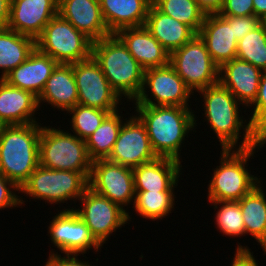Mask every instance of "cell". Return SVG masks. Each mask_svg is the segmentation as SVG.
Instances as JSON below:
<instances>
[{"mask_svg": "<svg viewBox=\"0 0 266 266\" xmlns=\"http://www.w3.org/2000/svg\"><path fill=\"white\" fill-rule=\"evenodd\" d=\"M18 193H17V192ZM20 189L0 173V210L19 207L24 204L23 196H18Z\"/></svg>", "mask_w": 266, "mask_h": 266, "instance_id": "35", "label": "cell"}, {"mask_svg": "<svg viewBox=\"0 0 266 266\" xmlns=\"http://www.w3.org/2000/svg\"><path fill=\"white\" fill-rule=\"evenodd\" d=\"M198 35L219 67L236 58L238 41L234 37L233 24H229L219 13L206 14Z\"/></svg>", "mask_w": 266, "mask_h": 266, "instance_id": "21", "label": "cell"}, {"mask_svg": "<svg viewBox=\"0 0 266 266\" xmlns=\"http://www.w3.org/2000/svg\"><path fill=\"white\" fill-rule=\"evenodd\" d=\"M88 188L89 180L81 172L52 170L39 165L19 192L49 204H61L79 200Z\"/></svg>", "mask_w": 266, "mask_h": 266, "instance_id": "7", "label": "cell"}, {"mask_svg": "<svg viewBox=\"0 0 266 266\" xmlns=\"http://www.w3.org/2000/svg\"><path fill=\"white\" fill-rule=\"evenodd\" d=\"M236 57L266 70V29L261 24L238 41Z\"/></svg>", "mask_w": 266, "mask_h": 266, "instance_id": "32", "label": "cell"}, {"mask_svg": "<svg viewBox=\"0 0 266 266\" xmlns=\"http://www.w3.org/2000/svg\"><path fill=\"white\" fill-rule=\"evenodd\" d=\"M82 206L72 209L85 222L91 235L103 247L109 236L132 219L124 209L90 188L79 198ZM128 221V222H127Z\"/></svg>", "mask_w": 266, "mask_h": 266, "instance_id": "11", "label": "cell"}, {"mask_svg": "<svg viewBox=\"0 0 266 266\" xmlns=\"http://www.w3.org/2000/svg\"><path fill=\"white\" fill-rule=\"evenodd\" d=\"M58 15V0H11L8 28L37 39Z\"/></svg>", "mask_w": 266, "mask_h": 266, "instance_id": "16", "label": "cell"}, {"mask_svg": "<svg viewBox=\"0 0 266 266\" xmlns=\"http://www.w3.org/2000/svg\"><path fill=\"white\" fill-rule=\"evenodd\" d=\"M152 4L165 15L189 26L196 34L206 16L195 0H153Z\"/></svg>", "mask_w": 266, "mask_h": 266, "instance_id": "31", "label": "cell"}, {"mask_svg": "<svg viewBox=\"0 0 266 266\" xmlns=\"http://www.w3.org/2000/svg\"><path fill=\"white\" fill-rule=\"evenodd\" d=\"M50 241L61 253L82 256L89 249L98 252L102 246L91 235L89 228L71 208L58 211L48 226Z\"/></svg>", "mask_w": 266, "mask_h": 266, "instance_id": "14", "label": "cell"}, {"mask_svg": "<svg viewBox=\"0 0 266 266\" xmlns=\"http://www.w3.org/2000/svg\"><path fill=\"white\" fill-rule=\"evenodd\" d=\"M108 30L115 34L126 27L144 26L151 0H99Z\"/></svg>", "mask_w": 266, "mask_h": 266, "instance_id": "25", "label": "cell"}, {"mask_svg": "<svg viewBox=\"0 0 266 266\" xmlns=\"http://www.w3.org/2000/svg\"><path fill=\"white\" fill-rule=\"evenodd\" d=\"M181 162L158 157L132 169L135 191H174L183 170Z\"/></svg>", "mask_w": 266, "mask_h": 266, "instance_id": "22", "label": "cell"}, {"mask_svg": "<svg viewBox=\"0 0 266 266\" xmlns=\"http://www.w3.org/2000/svg\"><path fill=\"white\" fill-rule=\"evenodd\" d=\"M191 95H194L191 89L168 64L145 70L141 92L133 104L189 107Z\"/></svg>", "mask_w": 266, "mask_h": 266, "instance_id": "10", "label": "cell"}, {"mask_svg": "<svg viewBox=\"0 0 266 266\" xmlns=\"http://www.w3.org/2000/svg\"><path fill=\"white\" fill-rule=\"evenodd\" d=\"M235 250V257L231 260V266H258V263L253 255V251L251 252L249 247L242 246L238 243Z\"/></svg>", "mask_w": 266, "mask_h": 266, "instance_id": "40", "label": "cell"}, {"mask_svg": "<svg viewBox=\"0 0 266 266\" xmlns=\"http://www.w3.org/2000/svg\"><path fill=\"white\" fill-rule=\"evenodd\" d=\"M93 41L59 15L52 18L36 39V48L58 63L71 64L92 56Z\"/></svg>", "mask_w": 266, "mask_h": 266, "instance_id": "8", "label": "cell"}, {"mask_svg": "<svg viewBox=\"0 0 266 266\" xmlns=\"http://www.w3.org/2000/svg\"><path fill=\"white\" fill-rule=\"evenodd\" d=\"M53 252V253H52ZM50 251L49 258L47 259L46 264L44 266H92L89 260L84 261L80 260L76 254H65V256H61L58 252Z\"/></svg>", "mask_w": 266, "mask_h": 266, "instance_id": "39", "label": "cell"}, {"mask_svg": "<svg viewBox=\"0 0 266 266\" xmlns=\"http://www.w3.org/2000/svg\"><path fill=\"white\" fill-rule=\"evenodd\" d=\"M217 209L215 216L216 229L226 236H245V225L238 201H207ZM220 206V207H219ZM219 207V209H218Z\"/></svg>", "mask_w": 266, "mask_h": 266, "instance_id": "33", "label": "cell"}, {"mask_svg": "<svg viewBox=\"0 0 266 266\" xmlns=\"http://www.w3.org/2000/svg\"><path fill=\"white\" fill-rule=\"evenodd\" d=\"M11 0H0V27H7L10 19Z\"/></svg>", "mask_w": 266, "mask_h": 266, "instance_id": "43", "label": "cell"}, {"mask_svg": "<svg viewBox=\"0 0 266 266\" xmlns=\"http://www.w3.org/2000/svg\"><path fill=\"white\" fill-rule=\"evenodd\" d=\"M42 102L66 112L78 104V90L72 63H59L56 66L38 97L39 108Z\"/></svg>", "mask_w": 266, "mask_h": 266, "instance_id": "24", "label": "cell"}, {"mask_svg": "<svg viewBox=\"0 0 266 266\" xmlns=\"http://www.w3.org/2000/svg\"><path fill=\"white\" fill-rule=\"evenodd\" d=\"M144 26L169 54L196 35L189 26L160 12L153 4L149 7Z\"/></svg>", "mask_w": 266, "mask_h": 266, "instance_id": "26", "label": "cell"}, {"mask_svg": "<svg viewBox=\"0 0 266 266\" xmlns=\"http://www.w3.org/2000/svg\"><path fill=\"white\" fill-rule=\"evenodd\" d=\"M254 16L259 19L266 14V0H253Z\"/></svg>", "mask_w": 266, "mask_h": 266, "instance_id": "44", "label": "cell"}, {"mask_svg": "<svg viewBox=\"0 0 266 266\" xmlns=\"http://www.w3.org/2000/svg\"><path fill=\"white\" fill-rule=\"evenodd\" d=\"M197 93L203 98L204 120L213 129L222 150L249 149L255 146L254 126L244 116H240L241 103L227 88L218 82ZM241 136L243 137L240 139ZM239 140L242 141L238 142Z\"/></svg>", "mask_w": 266, "mask_h": 266, "instance_id": "1", "label": "cell"}, {"mask_svg": "<svg viewBox=\"0 0 266 266\" xmlns=\"http://www.w3.org/2000/svg\"><path fill=\"white\" fill-rule=\"evenodd\" d=\"M36 48V40L22 35L8 27H0V79L21 63H23Z\"/></svg>", "mask_w": 266, "mask_h": 266, "instance_id": "28", "label": "cell"}, {"mask_svg": "<svg viewBox=\"0 0 266 266\" xmlns=\"http://www.w3.org/2000/svg\"><path fill=\"white\" fill-rule=\"evenodd\" d=\"M158 158L146 128L136 116H130L120 128L117 140L107 160L134 169Z\"/></svg>", "mask_w": 266, "mask_h": 266, "instance_id": "15", "label": "cell"}, {"mask_svg": "<svg viewBox=\"0 0 266 266\" xmlns=\"http://www.w3.org/2000/svg\"><path fill=\"white\" fill-rule=\"evenodd\" d=\"M92 162L85 140L60 128L42 126L39 141L40 166L52 170L81 172L89 179Z\"/></svg>", "mask_w": 266, "mask_h": 266, "instance_id": "6", "label": "cell"}, {"mask_svg": "<svg viewBox=\"0 0 266 266\" xmlns=\"http://www.w3.org/2000/svg\"><path fill=\"white\" fill-rule=\"evenodd\" d=\"M219 14L234 17L254 15L253 0H225Z\"/></svg>", "mask_w": 266, "mask_h": 266, "instance_id": "37", "label": "cell"}, {"mask_svg": "<svg viewBox=\"0 0 266 266\" xmlns=\"http://www.w3.org/2000/svg\"><path fill=\"white\" fill-rule=\"evenodd\" d=\"M117 110L109 113L95 132L86 140V147L92 161L107 159L117 140L120 128L124 120Z\"/></svg>", "mask_w": 266, "mask_h": 266, "instance_id": "29", "label": "cell"}, {"mask_svg": "<svg viewBox=\"0 0 266 266\" xmlns=\"http://www.w3.org/2000/svg\"><path fill=\"white\" fill-rule=\"evenodd\" d=\"M254 144L260 150L266 144V114L254 125Z\"/></svg>", "mask_w": 266, "mask_h": 266, "instance_id": "41", "label": "cell"}, {"mask_svg": "<svg viewBox=\"0 0 266 266\" xmlns=\"http://www.w3.org/2000/svg\"><path fill=\"white\" fill-rule=\"evenodd\" d=\"M135 106V114L144 124L155 154L182 162V143L184 144L188 134L193 129L194 132L197 126L194 110L191 107L168 105Z\"/></svg>", "mask_w": 266, "mask_h": 266, "instance_id": "2", "label": "cell"}, {"mask_svg": "<svg viewBox=\"0 0 266 266\" xmlns=\"http://www.w3.org/2000/svg\"><path fill=\"white\" fill-rule=\"evenodd\" d=\"M229 24H233L234 37L239 41L247 33L260 24V19L254 15L234 17L221 15Z\"/></svg>", "mask_w": 266, "mask_h": 266, "instance_id": "36", "label": "cell"}, {"mask_svg": "<svg viewBox=\"0 0 266 266\" xmlns=\"http://www.w3.org/2000/svg\"><path fill=\"white\" fill-rule=\"evenodd\" d=\"M68 113L72 115L70 123L73 130H70L80 139L86 140L95 132L110 112L77 104L75 107L68 110L67 114Z\"/></svg>", "mask_w": 266, "mask_h": 266, "instance_id": "34", "label": "cell"}, {"mask_svg": "<svg viewBox=\"0 0 266 266\" xmlns=\"http://www.w3.org/2000/svg\"><path fill=\"white\" fill-rule=\"evenodd\" d=\"M174 191H135L133 207L141 218L152 221L167 217L175 206Z\"/></svg>", "mask_w": 266, "mask_h": 266, "instance_id": "30", "label": "cell"}, {"mask_svg": "<svg viewBox=\"0 0 266 266\" xmlns=\"http://www.w3.org/2000/svg\"><path fill=\"white\" fill-rule=\"evenodd\" d=\"M169 64L193 93L218 83L219 66L198 34L170 54Z\"/></svg>", "mask_w": 266, "mask_h": 266, "instance_id": "9", "label": "cell"}, {"mask_svg": "<svg viewBox=\"0 0 266 266\" xmlns=\"http://www.w3.org/2000/svg\"><path fill=\"white\" fill-rule=\"evenodd\" d=\"M88 180L92 191L118 204L125 211L134 202V176L131 168L107 159L96 160L92 162Z\"/></svg>", "mask_w": 266, "mask_h": 266, "instance_id": "13", "label": "cell"}, {"mask_svg": "<svg viewBox=\"0 0 266 266\" xmlns=\"http://www.w3.org/2000/svg\"><path fill=\"white\" fill-rule=\"evenodd\" d=\"M58 64L49 55L35 48L30 56L11 70L3 80L12 87L30 91L39 97Z\"/></svg>", "mask_w": 266, "mask_h": 266, "instance_id": "19", "label": "cell"}, {"mask_svg": "<svg viewBox=\"0 0 266 266\" xmlns=\"http://www.w3.org/2000/svg\"><path fill=\"white\" fill-rule=\"evenodd\" d=\"M250 107L253 111L248 119L254 126L266 114V70L261 75L257 98Z\"/></svg>", "mask_w": 266, "mask_h": 266, "instance_id": "38", "label": "cell"}, {"mask_svg": "<svg viewBox=\"0 0 266 266\" xmlns=\"http://www.w3.org/2000/svg\"><path fill=\"white\" fill-rule=\"evenodd\" d=\"M260 24L266 29V14L260 18Z\"/></svg>", "mask_w": 266, "mask_h": 266, "instance_id": "45", "label": "cell"}, {"mask_svg": "<svg viewBox=\"0 0 266 266\" xmlns=\"http://www.w3.org/2000/svg\"><path fill=\"white\" fill-rule=\"evenodd\" d=\"M257 149L254 146L220 151V164L213 170L207 188L208 201H239L260 184L261 178L252 175L247 168Z\"/></svg>", "mask_w": 266, "mask_h": 266, "instance_id": "5", "label": "cell"}, {"mask_svg": "<svg viewBox=\"0 0 266 266\" xmlns=\"http://www.w3.org/2000/svg\"><path fill=\"white\" fill-rule=\"evenodd\" d=\"M262 73L261 69L236 57L219 67L218 82L245 108H250L257 98Z\"/></svg>", "mask_w": 266, "mask_h": 266, "instance_id": "17", "label": "cell"}, {"mask_svg": "<svg viewBox=\"0 0 266 266\" xmlns=\"http://www.w3.org/2000/svg\"><path fill=\"white\" fill-rule=\"evenodd\" d=\"M38 110H40L38 97L32 92L12 87L0 79V123L2 125L37 123L35 113Z\"/></svg>", "mask_w": 266, "mask_h": 266, "instance_id": "23", "label": "cell"}, {"mask_svg": "<svg viewBox=\"0 0 266 266\" xmlns=\"http://www.w3.org/2000/svg\"><path fill=\"white\" fill-rule=\"evenodd\" d=\"M92 56L98 62L111 88L127 102L139 96L145 69L136 61L123 42L115 35L92 44Z\"/></svg>", "mask_w": 266, "mask_h": 266, "instance_id": "4", "label": "cell"}, {"mask_svg": "<svg viewBox=\"0 0 266 266\" xmlns=\"http://www.w3.org/2000/svg\"><path fill=\"white\" fill-rule=\"evenodd\" d=\"M58 15L93 42L112 34L103 19L99 0H58Z\"/></svg>", "mask_w": 266, "mask_h": 266, "instance_id": "18", "label": "cell"}, {"mask_svg": "<svg viewBox=\"0 0 266 266\" xmlns=\"http://www.w3.org/2000/svg\"><path fill=\"white\" fill-rule=\"evenodd\" d=\"M42 124L3 125L0 130V173L19 189L39 166Z\"/></svg>", "mask_w": 266, "mask_h": 266, "instance_id": "3", "label": "cell"}, {"mask_svg": "<svg viewBox=\"0 0 266 266\" xmlns=\"http://www.w3.org/2000/svg\"><path fill=\"white\" fill-rule=\"evenodd\" d=\"M263 180L239 201L245 225V235L249 234L261 246L266 255V191ZM262 182V184H261Z\"/></svg>", "mask_w": 266, "mask_h": 266, "instance_id": "27", "label": "cell"}, {"mask_svg": "<svg viewBox=\"0 0 266 266\" xmlns=\"http://www.w3.org/2000/svg\"><path fill=\"white\" fill-rule=\"evenodd\" d=\"M78 90V104L103 109L110 113L120 110L122 99L111 88L100 65L93 56L72 63Z\"/></svg>", "mask_w": 266, "mask_h": 266, "instance_id": "12", "label": "cell"}, {"mask_svg": "<svg viewBox=\"0 0 266 266\" xmlns=\"http://www.w3.org/2000/svg\"><path fill=\"white\" fill-rule=\"evenodd\" d=\"M115 35L145 70L169 64L170 54L145 26L122 28Z\"/></svg>", "mask_w": 266, "mask_h": 266, "instance_id": "20", "label": "cell"}, {"mask_svg": "<svg viewBox=\"0 0 266 266\" xmlns=\"http://www.w3.org/2000/svg\"><path fill=\"white\" fill-rule=\"evenodd\" d=\"M198 6L206 13H219L225 0H195Z\"/></svg>", "mask_w": 266, "mask_h": 266, "instance_id": "42", "label": "cell"}]
</instances>
